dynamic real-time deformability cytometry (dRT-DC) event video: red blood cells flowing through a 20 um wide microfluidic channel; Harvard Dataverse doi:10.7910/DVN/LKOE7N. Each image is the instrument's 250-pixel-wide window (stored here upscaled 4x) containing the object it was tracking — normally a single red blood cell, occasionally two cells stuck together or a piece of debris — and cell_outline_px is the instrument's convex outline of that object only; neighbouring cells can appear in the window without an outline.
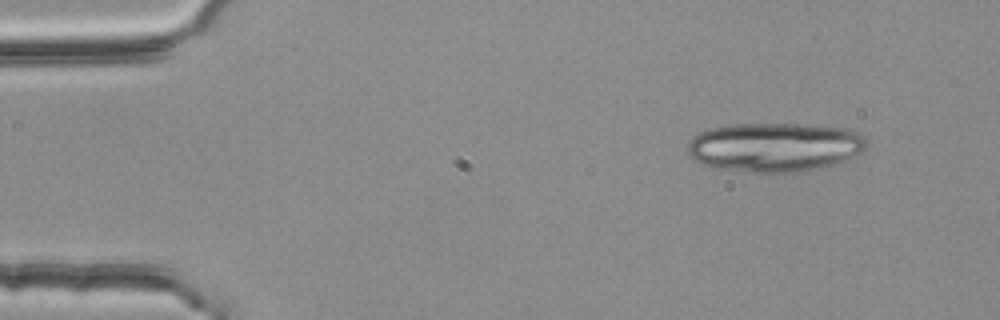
{"species": "common noctule bat (a hibernating species)", "species_latin": "Nyctalus noctula", "temperature_condition": "room temperature", "stored_images_in_passage": 3, "camera_frame_rate_fps": 3000, "um_per_image_px": 0.085, "animal": {"sex": "female", "body_mass_g": 25.1}, "frame": {"image": 1, "passage_image": 1, "time_ms": 0.0, "image_size_px": [1000, 320], "cell_outline_px": [[864, 148], [860, 152], [848, 160], [836, 164], [816, 168], [792, 172], [752, 172], [720, 168], [704, 164], [692, 160], [688, 152], [688, 144], [692, 136], [700, 132], [712, 128], [732, 124], [796, 124], [844, 128], [860, 132], [864, 136]], "centroid_in_image_um": [65.83, 12.5], "position_along_channel_um": 19.2, "area_um2": 50.92}}